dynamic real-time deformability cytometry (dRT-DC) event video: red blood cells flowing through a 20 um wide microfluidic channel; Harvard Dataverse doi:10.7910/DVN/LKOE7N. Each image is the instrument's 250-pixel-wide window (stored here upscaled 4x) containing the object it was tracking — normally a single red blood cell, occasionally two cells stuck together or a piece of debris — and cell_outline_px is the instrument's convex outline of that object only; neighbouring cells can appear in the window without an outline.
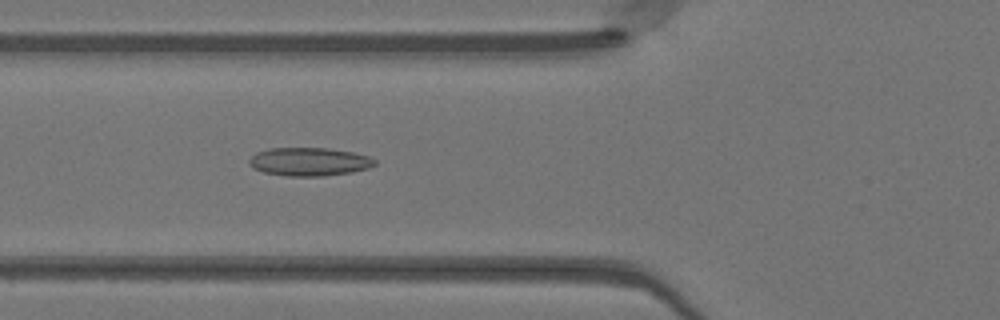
{"species": "Egyptian fruit bat (a non-hibernating species)", "species_latin": "Rousettus aegyptiacus", "temperature_condition": "warm", "stored_images_in_passage": 30, "camera_frame_rate_fps": 3000, "um_per_image_px": 0.085, "animal": {"sex": "female"}, "frame": {"image": 1, "passage_image": 4, "time_ms": 1.0, "image_size_px": [1000, 320], "cell_outline_px": [[376, 164], [368, 168], [352, 172], [324, 176], [288, 176], [264, 172], [252, 168], [248, 164], [248, 160], [256, 152], [268, 148], [328, 148], [352, 152], [368, 156], [376, 160]], "centroid_in_image_um": [26.26, 13.74], "position_along_channel_um": 99.5, "area_um2": 20.81}}
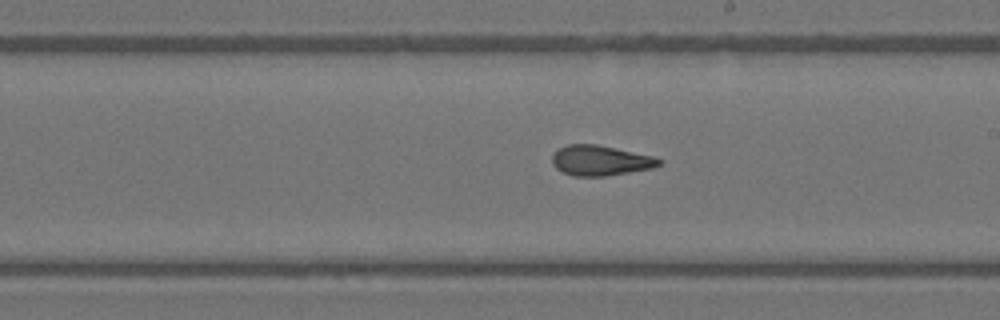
{"frame": {"image": 2, "passage_image": 14, "time_ms": 4.333, "image_size_px": [1000, 320], "cell_outline_px": [[664, 160], [660, 164], [652, 168], [604, 176], [572, 176], [560, 172], [552, 164], [552, 156], [560, 148], [568, 144], [596, 144], [652, 156]], "centroid_in_image_um": [51.0, 13.65], "position_along_channel_um": 238.0, "area_um2": 18.67}}
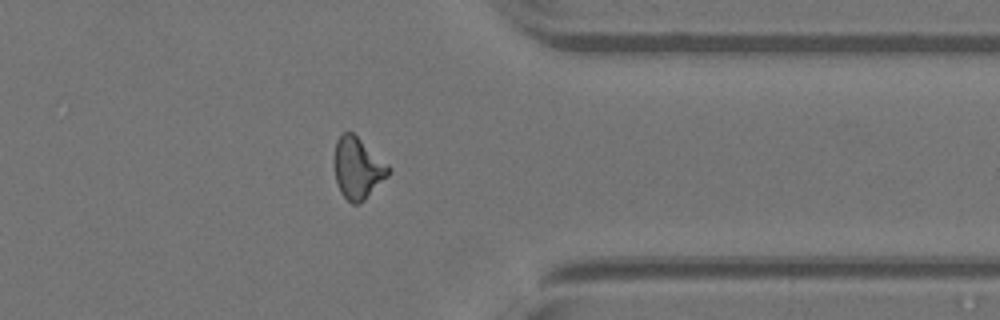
{"frame": {"image": 3, "passage_image": 25, "time_ms": 8.0, "image_size_px": [1000, 320], "cell_outline_px": [[392, 172], [360, 204], [352, 204], [340, 192], [336, 184], [332, 164], [332, 160], [336, 140], [340, 132], [352, 132], [388, 164], [392, 168]], "centroid_in_image_um": [30.37, 14.28], "position_along_channel_um": 381.0, "area_um2": 19.88}}